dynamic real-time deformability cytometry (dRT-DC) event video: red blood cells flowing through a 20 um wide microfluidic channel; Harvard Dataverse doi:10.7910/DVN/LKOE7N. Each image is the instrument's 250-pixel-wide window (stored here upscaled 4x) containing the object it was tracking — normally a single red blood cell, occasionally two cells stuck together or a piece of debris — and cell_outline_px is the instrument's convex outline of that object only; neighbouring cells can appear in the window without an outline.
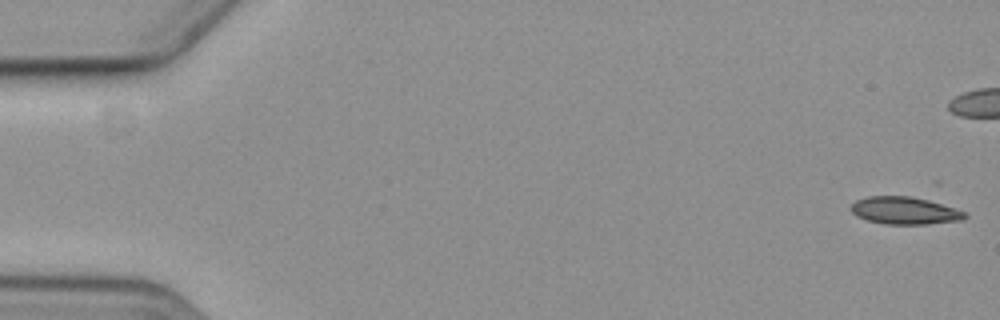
{"species": "common noctule bat (a hibernating species)", "species_latin": "Nyctalus noctula", "temperature_condition": "cold", "stored_images_in_passage": 7, "camera_frame_rate_fps": 3000, "um_per_image_px": 0.085, "animal": {"sex": "female", "body_mass_g": 19.3, "forearm_length_mm": 54.1}, "frame": {"image": 1, "passage_image": 1, "time_ms": 0.0, "image_size_px": [1000, 320], "cell_outline_px": [[968, 216], [964, 220], [928, 224], [884, 224], [868, 220], [856, 216], [852, 212], [852, 204], [856, 200], [868, 196], [908, 196], [928, 200], [964, 212]], "centroid_in_image_um": [76.88, 17.91], "position_along_channel_um": 8.1, "area_um2": 17.98}}
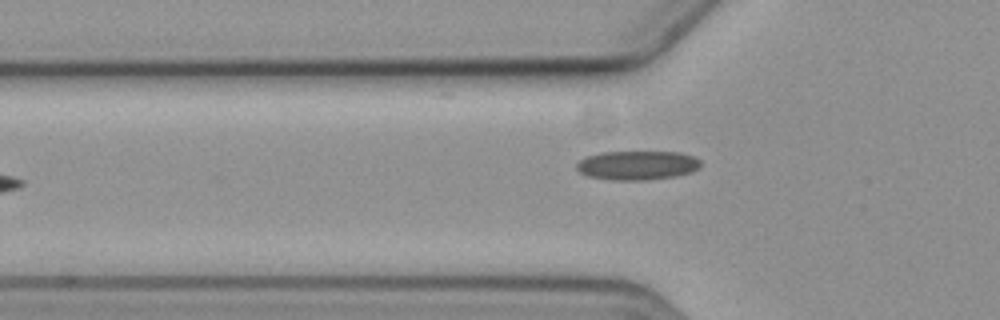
{"frame": {"image": 2, "passage_image": 7, "time_ms": 7.667, "image_size_px": [1000, 320], "cell_outline_px": [[700, 168], [692, 172], [676, 176], [644, 180], [612, 180], [588, 176], [580, 172], [576, 168], [576, 164], [580, 160], [588, 156], [600, 152], [680, 152], [692, 156], [700, 160]], "centroid_in_image_um": [54.18, 14.05], "position_along_channel_um": 71.6, "area_um2": 21.04}}